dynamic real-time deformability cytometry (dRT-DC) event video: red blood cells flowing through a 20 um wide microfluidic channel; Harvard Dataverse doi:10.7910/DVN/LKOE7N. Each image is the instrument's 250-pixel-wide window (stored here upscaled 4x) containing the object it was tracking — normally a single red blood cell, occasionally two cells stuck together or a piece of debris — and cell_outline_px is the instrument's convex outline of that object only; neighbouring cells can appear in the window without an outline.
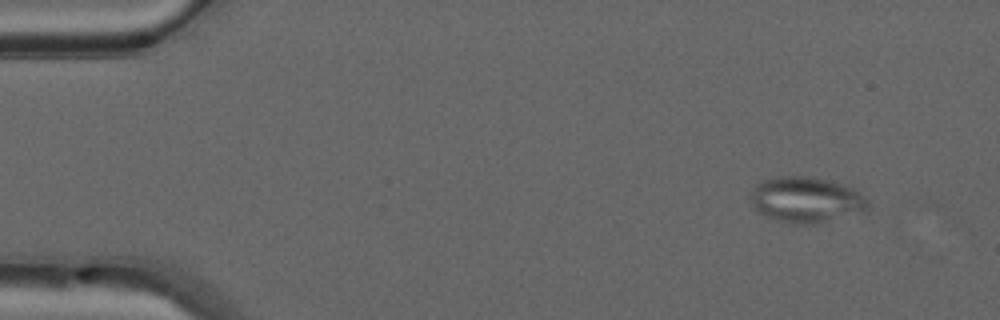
{"species": "common noctule bat (a hibernating species)", "species_latin": "Nyctalus noctula", "temperature_condition": "warm", "stored_images_in_passage": 4, "camera_frame_rate_fps": 3000, "um_per_image_px": 0.085, "animal": {"sex": "male", "forearm_length_mm": 52.5}, "frame": {"image": 1, "passage_image": 1, "time_ms": 0.0, "image_size_px": [1000, 320], "cell_outline_px": [[872, 208], [868, 212], [820, 224], [792, 224], [768, 216], [752, 208], [748, 196], [748, 192], [756, 184], [764, 180], [780, 176], [812, 176], [840, 184], [852, 188], [864, 196], [868, 200]], "centroid_in_image_um": [68.55, 17.0], "position_along_channel_um": 16.4, "area_um2": 32.02}}